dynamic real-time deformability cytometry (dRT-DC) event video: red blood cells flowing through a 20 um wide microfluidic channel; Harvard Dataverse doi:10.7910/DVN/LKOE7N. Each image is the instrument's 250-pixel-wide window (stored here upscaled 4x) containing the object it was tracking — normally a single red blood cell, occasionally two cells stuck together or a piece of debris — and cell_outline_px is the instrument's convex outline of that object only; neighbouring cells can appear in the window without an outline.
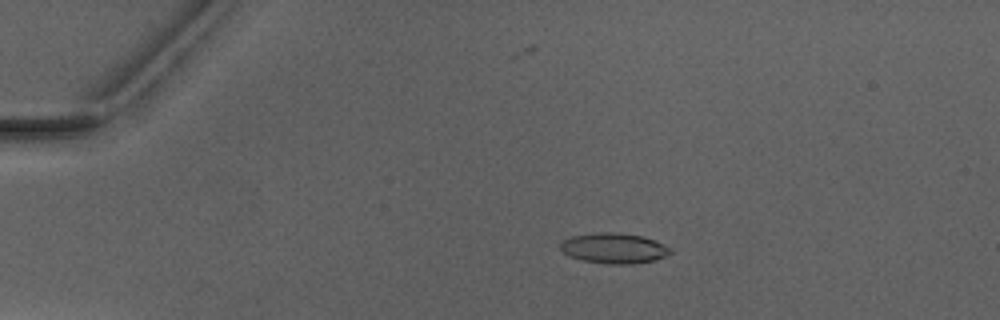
{"species": "Egyptian fruit bat (a non-hibernating species)", "species_latin": "Rousettus aegyptiacus", "temperature_condition": "warm", "stored_images_in_passage": 5, "camera_frame_rate_fps": 3000, "um_per_image_px": 0.085, "animal": {"sex": "male"}, "frame": {"image": 1, "passage_image": 3, "time_ms": 3.333, "image_size_px": [1000, 320], "cell_outline_px": [[672, 252], [656, 260], [632, 264], [608, 264], [580, 260], [568, 256], [560, 248], [560, 244], [564, 240], [572, 236], [596, 232], [612, 232], [640, 236], [664, 244], [672, 248]], "centroid_in_image_um": [52.17, 21.11], "position_along_channel_um": 32.8, "area_um2": 19.42}}
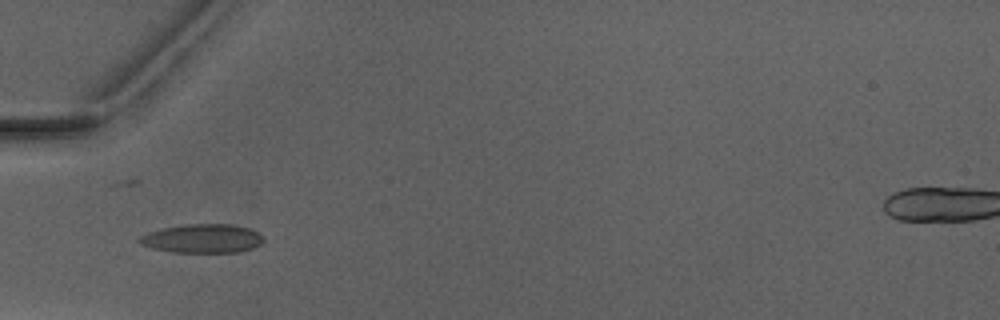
{"frame": {"image": 2, "passage_image": 5, "time_ms": 5.667, "image_size_px": [1000, 320], "cell_outline_px": [[264, 240], [260, 244], [252, 248], [240, 252], [172, 252], [152, 248], [140, 244], [136, 240], [140, 236], [148, 232], [160, 228], [184, 224], [232, 224], [252, 228]], "centroid_in_image_um": [17.17, 20.26], "position_along_channel_um": 67.8, "area_um2": 20.98}}